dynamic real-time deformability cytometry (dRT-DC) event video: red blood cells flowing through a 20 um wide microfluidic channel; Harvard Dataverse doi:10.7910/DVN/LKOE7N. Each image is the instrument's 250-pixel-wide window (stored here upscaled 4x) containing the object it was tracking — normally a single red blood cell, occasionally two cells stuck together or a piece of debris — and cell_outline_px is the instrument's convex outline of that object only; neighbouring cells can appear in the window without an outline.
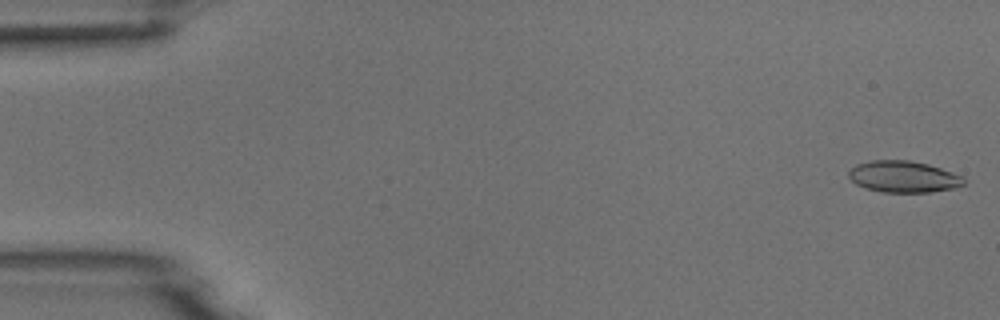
{"species": "common noctule bat (a hibernating species)", "species_latin": "Nyctalus noctula", "temperature_condition": "room temperature", "stored_images_in_passage": 5, "camera_frame_rate_fps": 3000, "um_per_image_px": 0.085, "animal": {"sex": "male", "body_mass_g": 18.8}, "frame": {"image": 1, "passage_image": 1, "time_ms": 0.0, "image_size_px": [1000, 320], "cell_outline_px": [[964, 184], [956, 188], [932, 192], [884, 192], [864, 188], [856, 184], [848, 176], [848, 172], [856, 164], [872, 160], [908, 160], [928, 164], [964, 176]], "centroid_in_image_um": [76.8, 15.02], "position_along_channel_um": 8.2, "area_um2": 21.21}}